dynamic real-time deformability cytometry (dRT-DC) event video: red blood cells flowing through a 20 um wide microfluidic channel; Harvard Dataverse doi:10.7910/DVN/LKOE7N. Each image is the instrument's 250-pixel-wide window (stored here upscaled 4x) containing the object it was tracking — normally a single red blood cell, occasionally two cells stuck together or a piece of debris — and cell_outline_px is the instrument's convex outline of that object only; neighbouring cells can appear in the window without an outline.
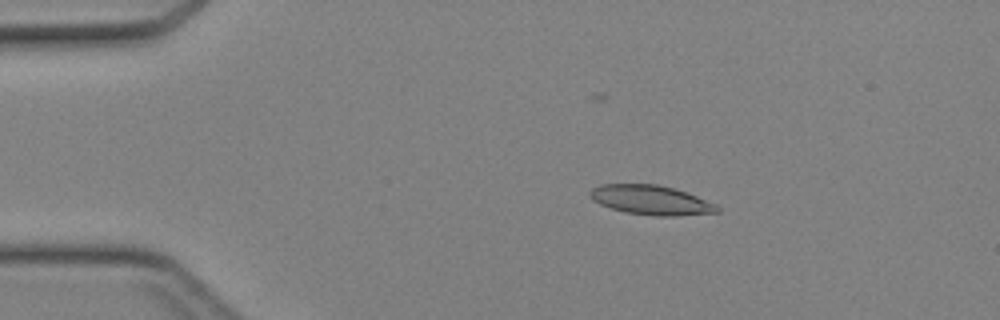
{"species": "Egyptian fruit bat (a non-hibernating species)", "species_latin": "Rousettus aegyptiacus", "temperature_condition": "cold", "stored_images_in_passage": 45, "camera_frame_rate_fps": 3000, "um_per_image_px": 0.085, "animal": {"sex": "female"}, "frame": {"image": 1, "passage_image": 9, "time_ms": 2.667, "image_size_px": [1000, 320], "cell_outline_px": [[720, 212], [676, 216], [652, 216], [624, 212], [600, 204], [592, 200], [588, 196], [588, 192], [592, 188], [600, 184], [656, 184], [672, 188], [696, 196], [716, 204], [720, 208]], "centroid_in_image_um": [55.3, 17.01], "position_along_channel_um": 29.7, "area_um2": 21.91}}
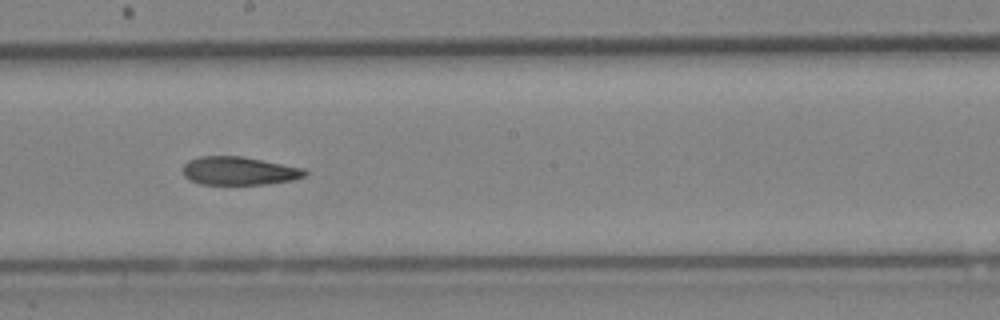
{"frame": {"image": 2, "passage_image": 26, "time_ms": 8.333, "image_size_px": [1000, 320], "cell_outline_px": [[308, 172], [304, 176], [292, 180], [264, 184], [200, 184], [184, 176], [184, 164], [188, 160], [200, 156], [244, 156], [304, 168]], "centroid_in_image_um": [20.33, 14.51], "position_along_channel_um": 227.9, "area_um2": 20.06}}
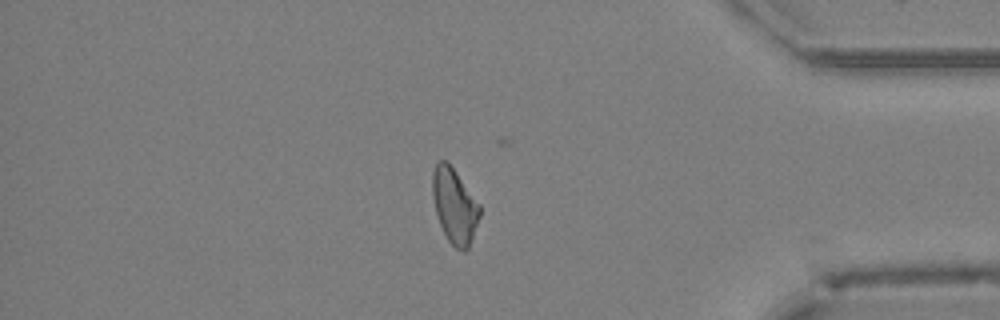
{"frame": {"image": 3, "passage_image": 39, "time_ms": 12.667, "image_size_px": [1000, 320], "cell_outline_px": [[480, 216], [468, 248], [464, 252], [460, 252], [448, 240], [440, 224], [436, 212], [432, 196], [432, 172], [436, 160], [444, 160], [452, 168], [480, 204]], "centroid_in_image_um": [38.62, 17.5], "position_along_channel_um": 396.6, "area_um2": 20.4}}